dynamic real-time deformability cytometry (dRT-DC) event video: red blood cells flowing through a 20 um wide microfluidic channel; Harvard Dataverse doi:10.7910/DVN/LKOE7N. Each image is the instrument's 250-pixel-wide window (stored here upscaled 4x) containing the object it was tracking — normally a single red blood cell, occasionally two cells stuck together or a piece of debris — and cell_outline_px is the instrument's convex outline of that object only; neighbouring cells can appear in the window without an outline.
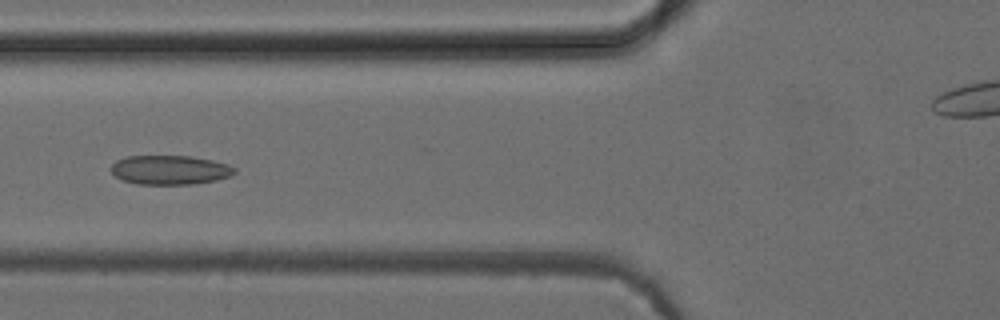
{"species": "common noctule bat (a hibernating species)", "species_latin": "Nyctalus noctula", "temperature_condition": "cold", "stored_images_in_passage": 44, "camera_frame_rate_fps": 3000, "um_per_image_px": 0.085, "animal": {"sex": "female", "body_mass_g": 24.6, "forearm_length_mm": 56.2}, "frame": {"image": 1, "passage_image": 19, "time_ms": 6.0, "image_size_px": [1000, 320], "cell_outline_px": [[236, 172], [232, 176], [216, 180], [192, 184], [136, 184], [124, 180], [116, 176], [108, 168], [116, 160], [128, 156], [188, 156], [212, 160], [228, 164], [236, 168]], "centroid_in_image_um": [14.45, 14.44], "position_along_channel_um": 111.3, "area_um2": 21.1}}
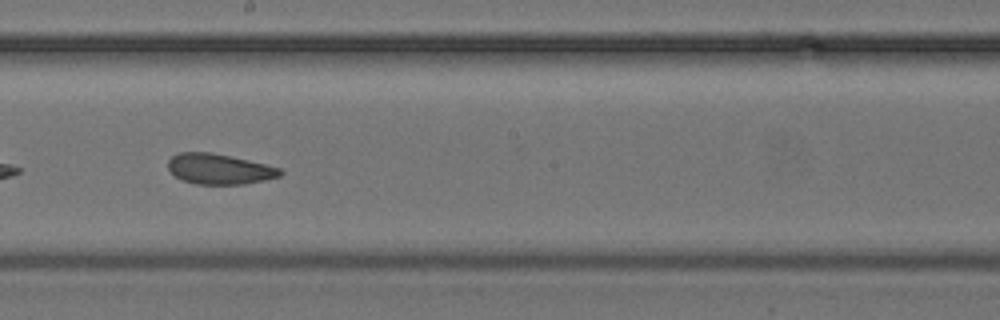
{"frame": {"image": 2, "passage_image": 28, "time_ms": 9.0, "image_size_px": [1000, 320], "cell_outline_px": [[284, 172], [280, 176], [264, 180], [244, 184], [196, 184], [180, 180], [168, 168], [168, 160], [172, 156], [180, 152], [212, 152], [248, 160], [280, 168]], "centroid_in_image_um": [18.62, 14.36], "position_along_channel_um": 229.6, "area_um2": 19.83}}
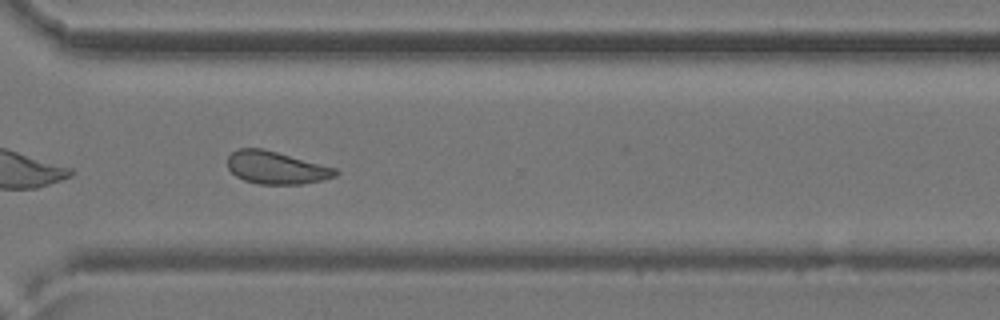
{"frame": {"image": 3, "passage_image": 37, "time_ms": 12.0, "image_size_px": [1000, 320], "cell_outline_px": [[340, 172], [336, 176], [324, 180], [300, 184], [260, 184], [244, 180], [236, 176], [228, 168], [228, 156], [232, 152], [240, 148], [264, 148], [336, 168]], "centroid_in_image_um": [23.5, 14.25], "position_along_channel_um": 347.1, "area_um2": 20.58}, "authors_computed_cell_mechanics": {"area_um2": 20.9814, "velocity_mm_per_s": 3.9366, "shape_relaxation_time_tau1_ms": null, "shape_relaxation_time_tau2_ms": 1.838, "deformation_change_tau1": null, "deformation_change_tau2": 0.0726}}